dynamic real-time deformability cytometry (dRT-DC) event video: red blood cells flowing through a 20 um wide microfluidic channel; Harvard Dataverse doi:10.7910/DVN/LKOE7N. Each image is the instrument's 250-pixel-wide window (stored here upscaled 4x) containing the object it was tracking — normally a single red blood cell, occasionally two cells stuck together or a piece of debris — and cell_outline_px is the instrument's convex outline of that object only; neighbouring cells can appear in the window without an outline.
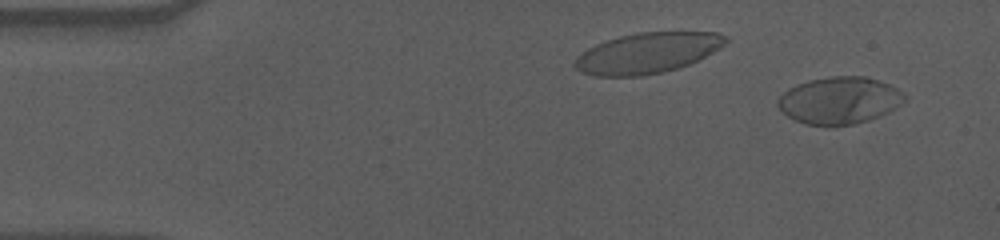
{"species": "human", "species_latin": "Homo sapiens", "temperature_condition": "cold", "stored_images_in_passage": 57, "camera_frame_rate_fps": 3000, "um_per_image_px": 0.085, "donor": {"sex": "male"}, "frame": {"image": 1, "passage_image": 3, "time_ms": 0.667, "image_size_px": [1000, 240], "cell_outline_px": [[908, 96], [900, 104], [888, 112], [868, 120], [852, 124], [808, 124], [796, 120], [788, 116], [776, 104], [776, 100], [788, 88], [796, 84], [808, 80], [832, 76], [864, 76], [888, 84], [896, 88]], "centroid_in_image_um": [71.34, 8.51], "position_along_channel_um": 13.7, "area_um2": 34.22}}
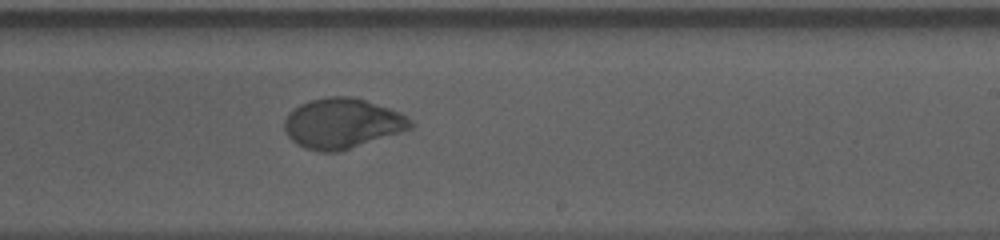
{"frame": {"image": 2, "passage_image": 34, "time_ms": 11.0, "image_size_px": [1000, 240], "cell_outline_px": [[412, 128], [340, 152], [320, 152], [304, 148], [296, 144], [288, 136], [284, 128], [284, 120], [288, 112], [292, 108], [308, 100], [328, 96], [356, 96], [400, 112], [412, 120]], "centroid_in_image_um": [29.05, 10.48], "position_along_channel_um": 259.9, "area_um2": 37.22}}
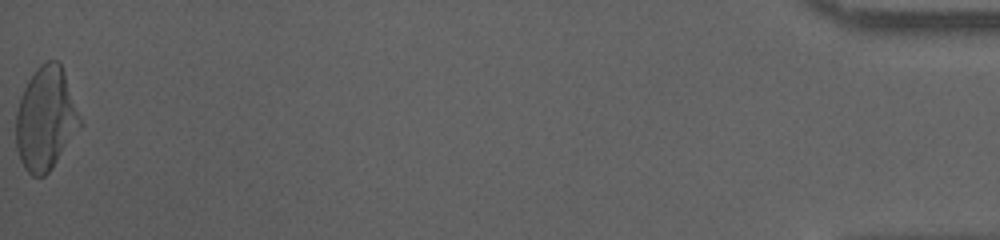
{"frame": {"image": 3, "passage_image": 57, "time_ms": 18.667, "image_size_px": [1000, 240], "cell_outline_px": [[84, 124], [52, 168], [44, 176], [32, 176], [24, 168], [20, 160], [16, 148], [16, 112], [20, 96], [28, 80], [36, 68], [40, 64], [48, 60], [56, 60], [60, 64], [64, 72]], "centroid_in_image_um": [3.89, 10.1], "position_along_channel_um": 431.3, "area_um2": 38.84}, "authors_computed_cell_mechanics": {"area_um2": 36.4718, "velocity_mm_per_s": 3.5397, "shape_relaxation_time_tau1_ms": 5.3996, "shape_relaxation_time_tau2_ms": 0.9328, "deformation_change_tau1": 0.195, "deformation_change_tau2": 0.0364}}